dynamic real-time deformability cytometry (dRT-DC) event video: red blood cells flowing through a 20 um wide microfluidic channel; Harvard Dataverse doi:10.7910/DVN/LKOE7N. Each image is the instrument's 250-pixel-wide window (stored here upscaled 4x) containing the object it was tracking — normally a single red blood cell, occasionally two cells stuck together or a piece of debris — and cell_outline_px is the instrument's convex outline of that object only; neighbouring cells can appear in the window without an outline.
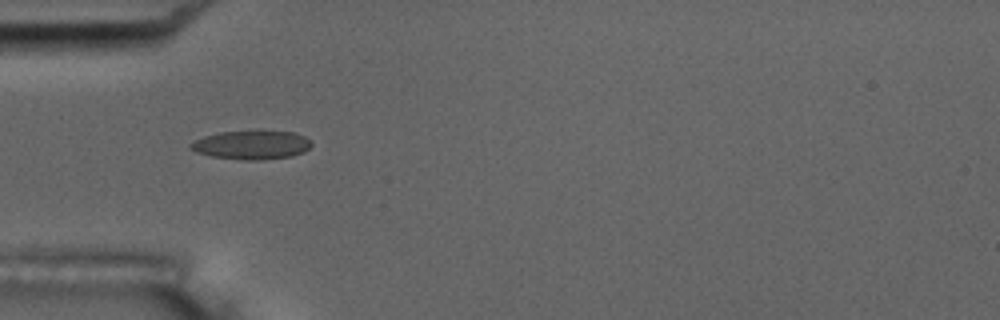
{"species": "common noctule bat (a hibernating species)", "species_latin": "Nyctalus noctula", "temperature_condition": "room temperature", "stored_images_in_passage": 7, "camera_frame_rate_fps": 3000, "um_per_image_px": 0.085, "animal": {"sex": "male", "body_mass_g": 17.5, "forearm_length_mm": 52.3}, "frame": {"image": 1, "passage_image": 6, "time_ms": 5.667, "image_size_px": [1000, 320], "cell_outline_px": [[312, 144], [304, 152], [292, 156], [264, 160], [240, 160], [212, 156], [196, 152], [188, 148], [188, 144], [204, 136], [220, 132], [292, 132], [304, 136], [312, 140]], "centroid_in_image_um": [21.38, 12.34], "position_along_channel_um": 63.6, "area_um2": 20.11}}